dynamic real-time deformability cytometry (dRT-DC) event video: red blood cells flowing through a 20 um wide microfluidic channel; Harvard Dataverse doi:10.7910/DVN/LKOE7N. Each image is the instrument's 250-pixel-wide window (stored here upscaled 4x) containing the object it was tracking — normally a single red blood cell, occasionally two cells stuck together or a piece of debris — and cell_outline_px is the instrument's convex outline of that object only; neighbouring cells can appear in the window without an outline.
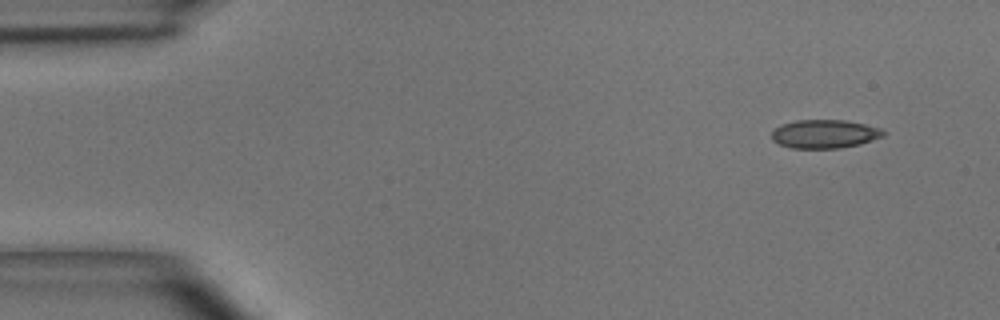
{"species": "common noctule bat (a hibernating species)", "species_latin": "Nyctalus noctula", "temperature_condition": "room temperature", "stored_images_in_passage": 4, "camera_frame_rate_fps": 3000, "um_per_image_px": 0.085, "animal": {"sex": "male", "body_mass_g": 15.6}, "frame": {"image": 1, "passage_image": 1, "time_ms": 0.0, "image_size_px": [1000, 320], "cell_outline_px": [[888, 132], [884, 136], [860, 144], [840, 148], [792, 148], [780, 144], [772, 140], [772, 132], [780, 124], [796, 120], [844, 120], [864, 124], [880, 128]], "centroid_in_image_um": [70.11, 11.38], "position_along_channel_um": 14.9, "area_um2": 18.61}}
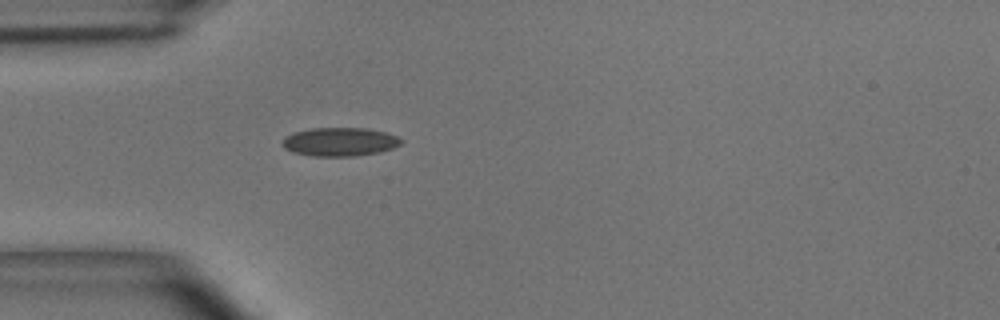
{"frame": {"image": 2, "passage_image": 4, "time_ms": 1.0, "image_size_px": [1000, 320], "cell_outline_px": [[404, 140], [400, 144], [392, 148], [380, 152], [356, 156], [312, 156], [292, 152], [284, 148], [280, 144], [284, 136], [292, 132], [312, 128], [368, 128], [384, 132], [396, 136]], "centroid_in_image_um": [28.83, 12.05], "position_along_channel_um": 56.2, "area_um2": 20.0}}